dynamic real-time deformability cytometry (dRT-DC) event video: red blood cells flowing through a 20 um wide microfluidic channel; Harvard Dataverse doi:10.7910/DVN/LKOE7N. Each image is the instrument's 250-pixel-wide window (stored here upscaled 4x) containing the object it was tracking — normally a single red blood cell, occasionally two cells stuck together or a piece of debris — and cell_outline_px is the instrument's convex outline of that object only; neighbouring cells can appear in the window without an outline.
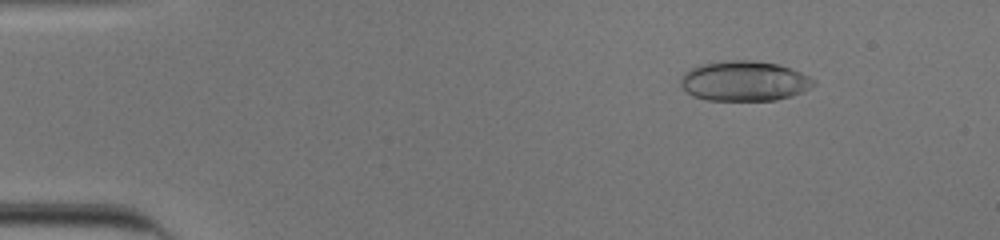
{"species": "human", "species_latin": "Homo sapiens", "temperature_condition": "cold", "stored_images_in_passage": 44, "camera_frame_rate_fps": 3000, "um_per_image_px": 0.085, "donor": {"sex": "male"}, "frame": {"image": 1, "passage_image": 7, "time_ms": 2.0, "image_size_px": [1000, 240], "cell_outline_px": [[816, 84], [800, 92], [776, 100], [704, 100], [692, 96], [680, 84], [680, 80], [688, 68], [700, 64], [732, 60], [752, 60], [776, 64], [792, 68], [816, 80]], "centroid_in_image_um": [63.23, 6.88], "position_along_channel_um": 21.8, "area_um2": 30.92}}
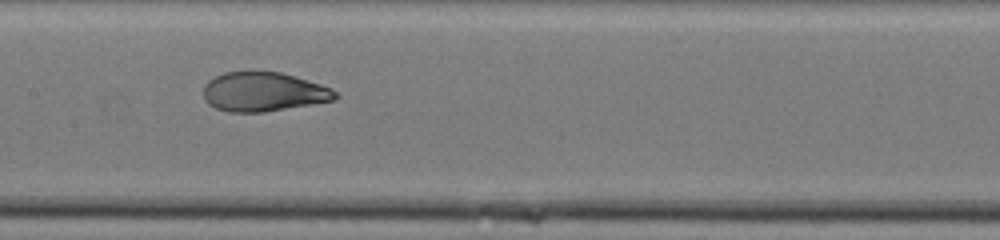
{"frame": {"image": 2, "passage_image": 27, "time_ms": 8.667, "image_size_px": [1000, 240], "cell_outline_px": [[340, 96], [332, 100], [312, 104], [264, 112], [228, 112], [216, 108], [208, 104], [204, 100], [204, 84], [208, 80], [224, 72], [252, 68], [280, 72], [296, 76], [332, 88]], "centroid_in_image_um": [22.36, 7.76], "position_along_channel_um": 185.0, "area_um2": 30.92}}
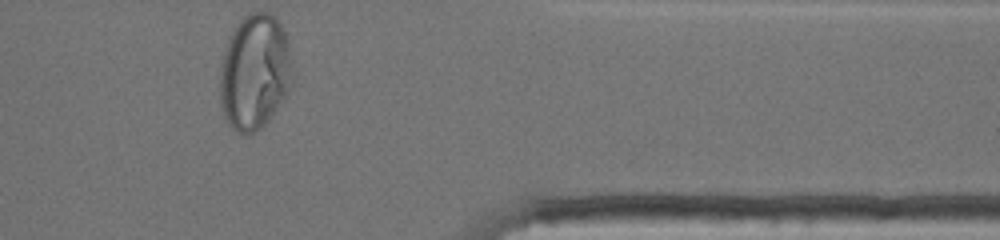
{"frame": {"image": 3, "passage_image": 44, "time_ms": 14.333, "image_size_px": [1000, 240], "cell_outline_px": [[292, 80], [288, 92], [268, 120], [260, 128], [252, 132], [236, 132], [228, 124], [224, 116], [220, 100], [220, 64], [224, 48], [232, 28], [244, 16], [252, 12], [268, 12], [280, 24], [284, 32], [288, 44], [292, 68]], "centroid_in_image_um": [21.61, 6.1], "position_along_channel_um": 389.8, "area_um2": 48.73}}